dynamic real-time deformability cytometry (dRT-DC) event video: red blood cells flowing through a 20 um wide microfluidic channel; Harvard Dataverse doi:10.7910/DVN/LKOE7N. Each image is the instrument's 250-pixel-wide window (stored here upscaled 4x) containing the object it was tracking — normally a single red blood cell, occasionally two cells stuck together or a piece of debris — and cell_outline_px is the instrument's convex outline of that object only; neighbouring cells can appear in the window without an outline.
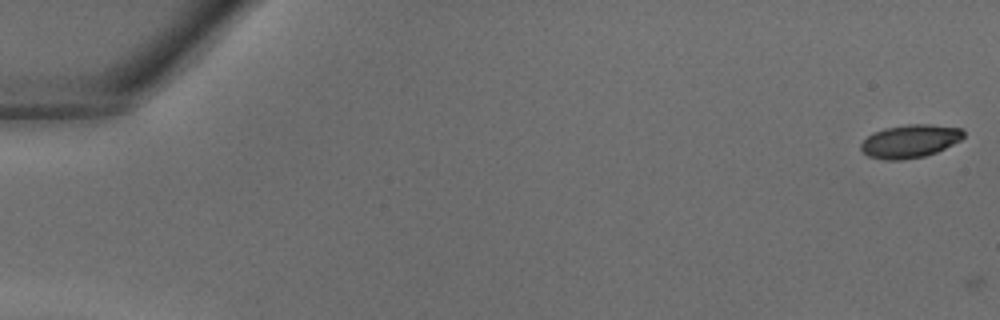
{"species": "common noctule bat (a hibernating species)", "species_latin": "Nyctalus noctula", "temperature_condition": "warm", "stored_images_in_passage": 2, "camera_frame_rate_fps": 3000, "um_per_image_px": 0.085, "animal": {"sex": "male", "body_mass_g": 18.8}, "frame": {"image": 1, "passage_image": 1, "time_ms": 0.0, "image_size_px": [1000, 320], "cell_outline_px": [[964, 136], [960, 140], [936, 152], [924, 156], [900, 160], [884, 160], [868, 156], [860, 148], [860, 144], [868, 136], [884, 128], [908, 124], [928, 124], [964, 128]], "centroid_in_image_um": [77.36, 11.99], "position_along_channel_um": 7.6, "area_um2": 19.71}}